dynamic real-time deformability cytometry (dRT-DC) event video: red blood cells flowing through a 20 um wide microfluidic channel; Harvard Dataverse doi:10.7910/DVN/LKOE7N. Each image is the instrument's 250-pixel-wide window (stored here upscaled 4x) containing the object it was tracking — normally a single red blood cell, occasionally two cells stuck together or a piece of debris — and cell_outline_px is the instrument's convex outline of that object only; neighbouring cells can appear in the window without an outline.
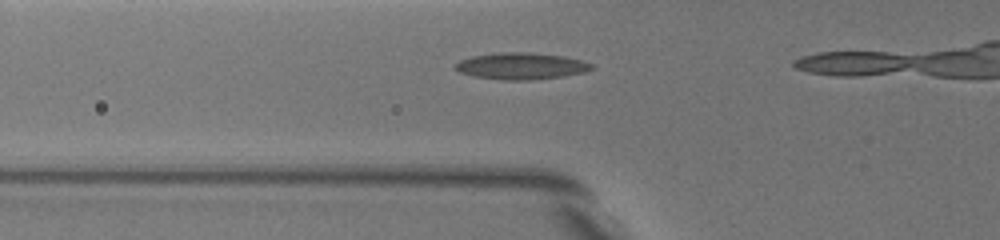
{"species": "common noctule bat (a hibernating species)", "species_latin": "Nyctalus noctula", "temperature_condition": "warm", "stored_images_in_passage": 8, "camera_frame_rate_fps": 3000, "um_per_image_px": 0.085, "animal": {"sex": "female", "body_mass_g": 19.5, "forearm_length_mm": 54.1}, "frame": {"image": 1, "passage_image": 2, "time_ms": 0.333, "image_size_px": [1000, 240], "cell_outline_px": [[592, 68], [584, 72], [560, 76], [528, 80], [500, 80], [476, 76], [460, 72], [456, 68], [456, 64], [460, 60], [472, 56], [500, 52], [528, 52], [564, 56], [580, 60], [592, 64]], "centroid_in_image_um": [44.28, 5.6], "position_along_channel_um": 81.5, "area_um2": 20.81}}
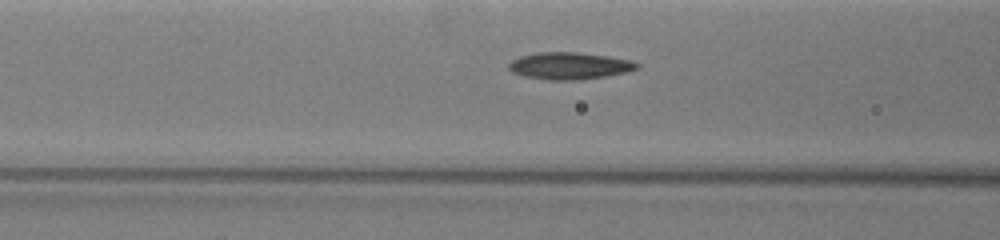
{"frame": {"image": 2, "passage_image": 6, "time_ms": 1.333, "image_size_px": [1000, 240], "cell_outline_px": [[640, 68], [624, 72], [604, 76], [576, 80], [548, 80], [524, 76], [512, 72], [508, 68], [508, 64], [512, 60], [520, 56], [536, 52], [576, 52], [608, 56], [628, 60], [640, 64]], "centroid_in_image_um": [48.36, 5.59], "position_along_channel_um": 118.2, "area_um2": 20.06}}